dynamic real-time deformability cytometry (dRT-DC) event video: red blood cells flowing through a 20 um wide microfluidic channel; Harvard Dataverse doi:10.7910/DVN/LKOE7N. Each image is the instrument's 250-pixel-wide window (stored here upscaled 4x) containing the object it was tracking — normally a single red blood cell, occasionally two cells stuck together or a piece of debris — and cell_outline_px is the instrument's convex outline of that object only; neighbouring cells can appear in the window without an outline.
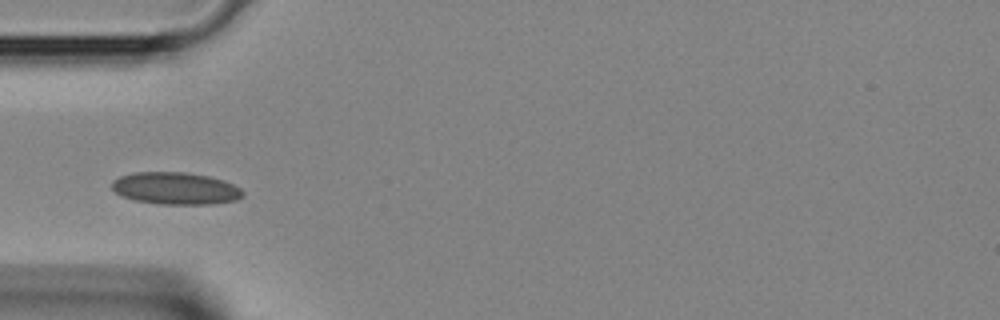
{"species": "Egyptian fruit bat (a non-hibernating species)", "species_latin": "Rousettus aegyptiacus", "temperature_condition": "room temperature", "stored_images_in_passage": 3, "camera_frame_rate_fps": 3000, "um_per_image_px": 0.085, "animal": {"sex": "female"}, "frame": {"image": 1, "passage_image": 3, "time_ms": 0.667, "image_size_px": [1000, 320], "cell_outline_px": [[244, 196], [236, 200], [212, 204], [160, 204], [136, 200], [124, 196], [116, 192], [112, 188], [112, 180], [120, 176], [132, 172], [184, 172], [208, 176], [224, 180], [240, 188], [244, 192]], "centroid_in_image_um": [14.94, 16.0], "position_along_channel_um": 70.1, "area_um2": 24.51}}